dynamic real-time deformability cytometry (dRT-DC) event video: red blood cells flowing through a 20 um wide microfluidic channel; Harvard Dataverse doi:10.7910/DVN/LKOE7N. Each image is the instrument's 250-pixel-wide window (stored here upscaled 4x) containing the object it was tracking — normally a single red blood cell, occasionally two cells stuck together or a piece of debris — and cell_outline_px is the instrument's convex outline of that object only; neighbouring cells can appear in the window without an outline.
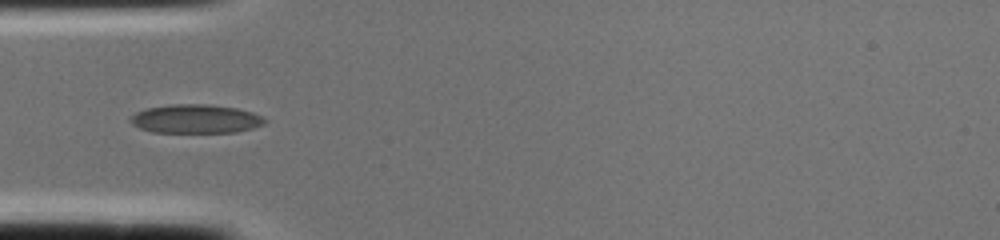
{"species": "common noctule bat (a hibernating species)", "species_latin": "Nyctalus noctula", "temperature_condition": "cold", "stored_images_in_passage": 1, "camera_frame_rate_fps": 3000, "um_per_image_px": 0.085, "animal": {"sex": "female", "body_mass_g": 22.0, "forearm_length_mm": 56.7}, "frame": {"image": 1, "passage_image": 1, "time_ms": 0.0, "image_size_px": [1000, 240], "cell_outline_px": [[268, 120], [264, 124], [252, 128], [236, 132], [152, 132], [140, 128], [132, 124], [128, 120], [136, 112], [144, 108], [172, 104], [208, 104], [236, 108], [252, 112], [264, 116]], "centroid_in_image_um": [16.64, 10.1], "position_along_channel_um": 68.4, "area_um2": 22.66}}